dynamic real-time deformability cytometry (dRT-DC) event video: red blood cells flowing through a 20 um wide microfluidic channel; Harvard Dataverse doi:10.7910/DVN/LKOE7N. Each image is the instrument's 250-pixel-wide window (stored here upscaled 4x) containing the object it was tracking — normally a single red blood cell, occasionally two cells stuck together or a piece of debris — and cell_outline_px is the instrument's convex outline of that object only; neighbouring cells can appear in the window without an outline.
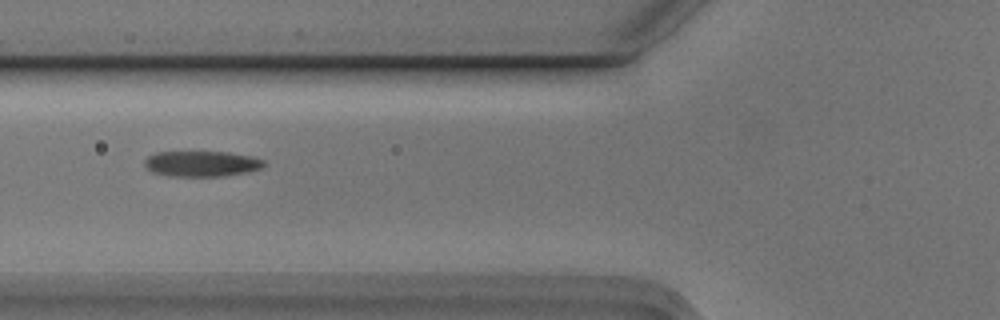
{"species": "Egyptian fruit bat (a non-hibernating species)", "species_latin": "Rousettus aegyptiacus", "temperature_condition": "cold", "stored_images_in_passage": 5, "camera_frame_rate_fps": 3000, "um_per_image_px": 0.085, "animal": {"sex": "male"}, "frame": {"image": 1, "passage_image": 3, "time_ms": 0.667, "image_size_px": [1000, 320], "cell_outline_px": [[264, 164], [260, 168], [244, 172], [224, 176], [168, 176], [152, 172], [144, 168], [144, 160], [148, 156], [156, 152], [228, 152], [252, 156], [264, 160]], "centroid_in_image_um": [17.07, 13.91], "position_along_channel_um": 108.7, "area_um2": 17.8}}
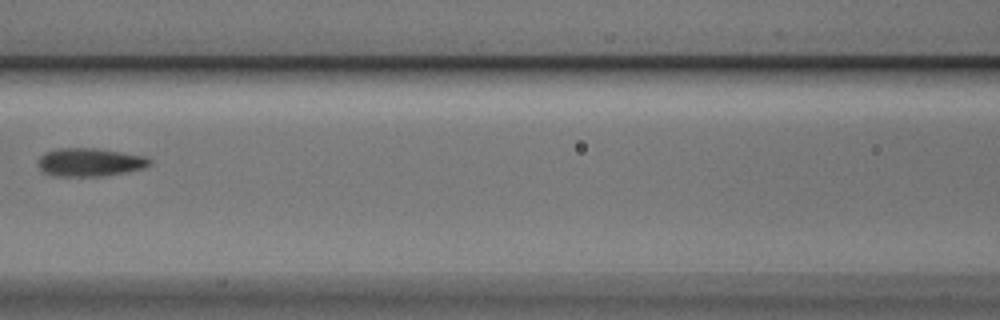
{"frame": {"image": 2, "passage_image": 4, "time_ms": 1.0, "image_size_px": [1000, 320], "cell_outline_px": [[152, 164], [144, 168], [128, 172], [100, 176], [56, 176], [40, 172], [40, 156], [48, 152], [60, 148], [96, 148], [144, 156], [152, 160]], "centroid_in_image_um": [7.67, 13.8], "position_along_channel_um": 158.9, "area_um2": 18.26}}
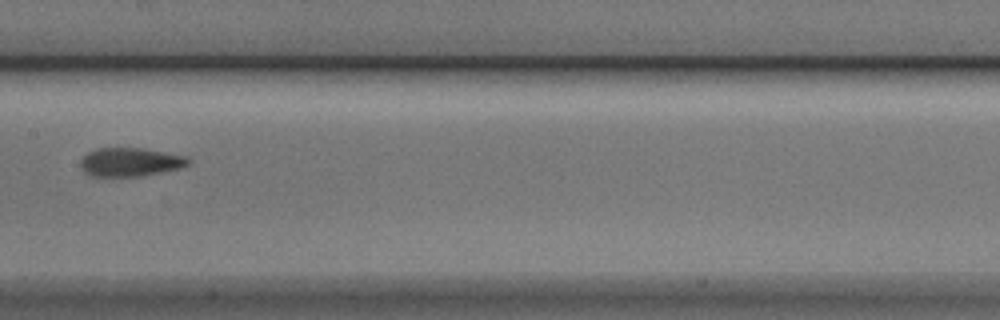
{"frame": {"image": 3, "passage_image": 5, "time_ms": 1.333, "image_size_px": [1000, 320], "cell_outline_px": [[192, 160], [188, 164], [180, 168], [140, 176], [88, 176], [80, 168], [80, 160], [88, 152], [96, 148], [144, 148], [188, 156]], "centroid_in_image_um": [11.06, 13.77], "position_along_channel_um": 196.3, "area_um2": 18.15}}